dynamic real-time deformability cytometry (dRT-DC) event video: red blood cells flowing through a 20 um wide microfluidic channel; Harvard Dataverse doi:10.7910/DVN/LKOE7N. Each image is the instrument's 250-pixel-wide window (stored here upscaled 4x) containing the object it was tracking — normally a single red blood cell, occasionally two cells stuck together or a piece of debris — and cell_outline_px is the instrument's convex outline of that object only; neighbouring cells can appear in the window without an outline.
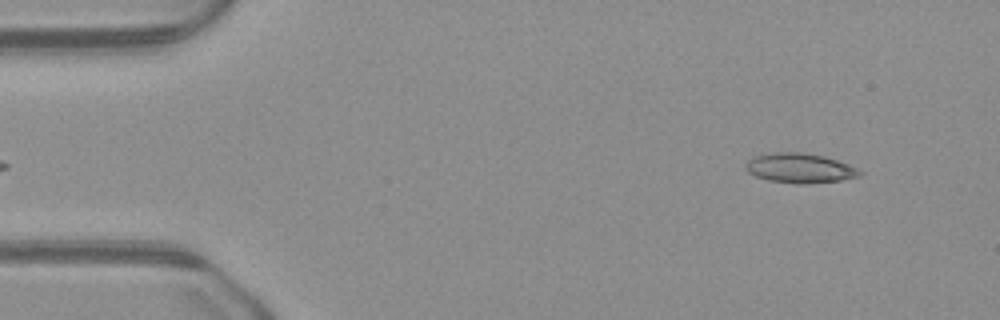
{"species": "common noctule bat (a hibernating species)", "species_latin": "Nyctalus noctula", "temperature_condition": "warm", "stored_images_in_passage": 47, "camera_frame_rate_fps": 3000, "um_per_image_px": 0.085, "animal": {"sex": "male", "body_mass_g": 23.1, "forearm_length_mm": 52.7}, "frame": {"image": 1, "passage_image": 3, "time_ms": 0.667, "image_size_px": [1000, 320], "cell_outline_px": [[864, 172], [860, 176], [840, 180], [808, 184], [800, 184], [768, 180], [756, 176], [748, 172], [744, 168], [744, 164], [752, 156], [772, 152], [804, 152], [824, 156], [848, 164]], "centroid_in_image_um": [67.95, 14.28], "position_along_channel_um": 17.0, "area_um2": 19.88}}
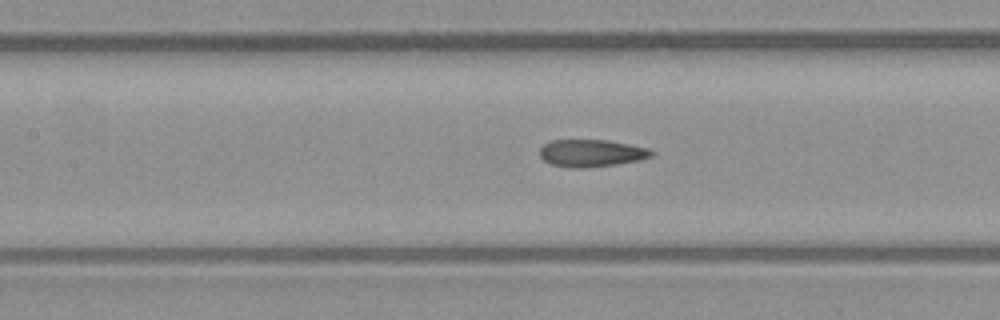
{"frame": {"image": 2, "passage_image": 20, "time_ms": 6.333, "image_size_px": [1000, 320], "cell_outline_px": [[656, 152], [652, 156], [640, 160], [616, 164], [584, 168], [568, 168], [552, 164], [544, 160], [540, 156], [540, 148], [544, 144], [552, 140], [608, 140], [648, 148]], "centroid_in_image_um": [50.28, 13.02], "position_along_channel_um": 157.1, "area_um2": 17.8}}
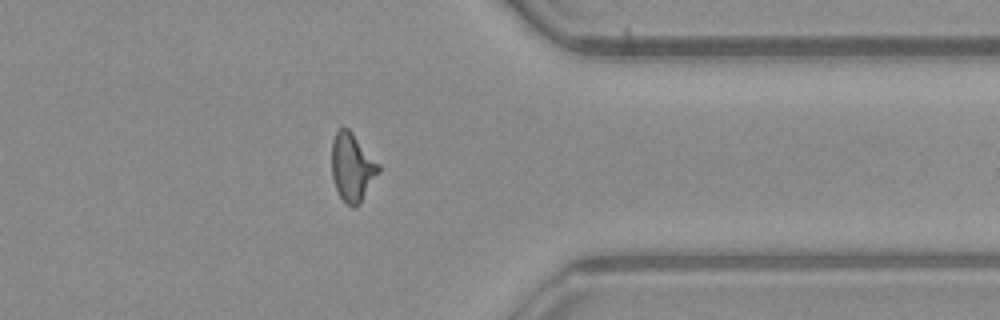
{"frame": {"image": 3, "passage_image": 37, "time_ms": 12.0, "image_size_px": [1000, 320], "cell_outline_px": [[380, 172], [360, 204], [352, 208], [340, 196], [336, 188], [332, 176], [332, 140], [336, 132], [340, 128], [348, 128], [352, 132], [380, 164]], "centroid_in_image_um": [29.96, 14.22], "position_along_channel_um": 381.4, "area_um2": 18.61}}